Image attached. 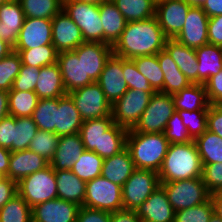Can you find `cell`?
<instances>
[{
	"label": "cell",
	"instance_id": "obj_1",
	"mask_svg": "<svg viewBox=\"0 0 222 222\" xmlns=\"http://www.w3.org/2000/svg\"><path fill=\"white\" fill-rule=\"evenodd\" d=\"M167 39L156 17L127 22L119 40L112 47L113 54L125 59L155 55L164 50Z\"/></svg>",
	"mask_w": 222,
	"mask_h": 222
},
{
	"label": "cell",
	"instance_id": "obj_2",
	"mask_svg": "<svg viewBox=\"0 0 222 222\" xmlns=\"http://www.w3.org/2000/svg\"><path fill=\"white\" fill-rule=\"evenodd\" d=\"M203 164L195 141L170 144L158 171L160 182L202 177Z\"/></svg>",
	"mask_w": 222,
	"mask_h": 222
},
{
	"label": "cell",
	"instance_id": "obj_3",
	"mask_svg": "<svg viewBox=\"0 0 222 222\" xmlns=\"http://www.w3.org/2000/svg\"><path fill=\"white\" fill-rule=\"evenodd\" d=\"M170 143L164 133H140L128 130L126 148L137 169L158 172Z\"/></svg>",
	"mask_w": 222,
	"mask_h": 222
},
{
	"label": "cell",
	"instance_id": "obj_4",
	"mask_svg": "<svg viewBox=\"0 0 222 222\" xmlns=\"http://www.w3.org/2000/svg\"><path fill=\"white\" fill-rule=\"evenodd\" d=\"M17 190L31 208L39 203L58 198L55 171L49 165L43 170L26 176L17 183Z\"/></svg>",
	"mask_w": 222,
	"mask_h": 222
},
{
	"label": "cell",
	"instance_id": "obj_5",
	"mask_svg": "<svg viewBox=\"0 0 222 222\" xmlns=\"http://www.w3.org/2000/svg\"><path fill=\"white\" fill-rule=\"evenodd\" d=\"M160 183L175 212L205 203L210 199V193L202 177Z\"/></svg>",
	"mask_w": 222,
	"mask_h": 222
},
{
	"label": "cell",
	"instance_id": "obj_6",
	"mask_svg": "<svg viewBox=\"0 0 222 222\" xmlns=\"http://www.w3.org/2000/svg\"><path fill=\"white\" fill-rule=\"evenodd\" d=\"M63 10L80 28L85 42L103 43V26L98 4L63 0Z\"/></svg>",
	"mask_w": 222,
	"mask_h": 222
},
{
	"label": "cell",
	"instance_id": "obj_7",
	"mask_svg": "<svg viewBox=\"0 0 222 222\" xmlns=\"http://www.w3.org/2000/svg\"><path fill=\"white\" fill-rule=\"evenodd\" d=\"M175 112L172 95L155 92L132 130L140 133H163Z\"/></svg>",
	"mask_w": 222,
	"mask_h": 222
},
{
	"label": "cell",
	"instance_id": "obj_8",
	"mask_svg": "<svg viewBox=\"0 0 222 222\" xmlns=\"http://www.w3.org/2000/svg\"><path fill=\"white\" fill-rule=\"evenodd\" d=\"M160 185L158 172L136 168L122 186L123 209L137 210Z\"/></svg>",
	"mask_w": 222,
	"mask_h": 222
},
{
	"label": "cell",
	"instance_id": "obj_9",
	"mask_svg": "<svg viewBox=\"0 0 222 222\" xmlns=\"http://www.w3.org/2000/svg\"><path fill=\"white\" fill-rule=\"evenodd\" d=\"M83 206L108 212L122 210V187L98 176L86 182Z\"/></svg>",
	"mask_w": 222,
	"mask_h": 222
},
{
	"label": "cell",
	"instance_id": "obj_10",
	"mask_svg": "<svg viewBox=\"0 0 222 222\" xmlns=\"http://www.w3.org/2000/svg\"><path fill=\"white\" fill-rule=\"evenodd\" d=\"M151 96L149 92L144 90L128 89L111 106L114 123L127 130L133 129L147 108Z\"/></svg>",
	"mask_w": 222,
	"mask_h": 222
},
{
	"label": "cell",
	"instance_id": "obj_11",
	"mask_svg": "<svg viewBox=\"0 0 222 222\" xmlns=\"http://www.w3.org/2000/svg\"><path fill=\"white\" fill-rule=\"evenodd\" d=\"M83 120L99 119L111 115V104L97 82L67 93Z\"/></svg>",
	"mask_w": 222,
	"mask_h": 222
},
{
	"label": "cell",
	"instance_id": "obj_12",
	"mask_svg": "<svg viewBox=\"0 0 222 222\" xmlns=\"http://www.w3.org/2000/svg\"><path fill=\"white\" fill-rule=\"evenodd\" d=\"M190 5L184 0H157L155 17L168 39H174L182 30Z\"/></svg>",
	"mask_w": 222,
	"mask_h": 222
},
{
	"label": "cell",
	"instance_id": "obj_13",
	"mask_svg": "<svg viewBox=\"0 0 222 222\" xmlns=\"http://www.w3.org/2000/svg\"><path fill=\"white\" fill-rule=\"evenodd\" d=\"M208 20L202 7L191 6L182 30L174 39L192 49L208 44Z\"/></svg>",
	"mask_w": 222,
	"mask_h": 222
},
{
	"label": "cell",
	"instance_id": "obj_14",
	"mask_svg": "<svg viewBox=\"0 0 222 222\" xmlns=\"http://www.w3.org/2000/svg\"><path fill=\"white\" fill-rule=\"evenodd\" d=\"M84 39L80 28L62 9L52 19V45L58 53L73 51Z\"/></svg>",
	"mask_w": 222,
	"mask_h": 222
},
{
	"label": "cell",
	"instance_id": "obj_15",
	"mask_svg": "<svg viewBox=\"0 0 222 222\" xmlns=\"http://www.w3.org/2000/svg\"><path fill=\"white\" fill-rule=\"evenodd\" d=\"M52 45V19L25 18L14 49Z\"/></svg>",
	"mask_w": 222,
	"mask_h": 222
},
{
	"label": "cell",
	"instance_id": "obj_16",
	"mask_svg": "<svg viewBox=\"0 0 222 222\" xmlns=\"http://www.w3.org/2000/svg\"><path fill=\"white\" fill-rule=\"evenodd\" d=\"M97 83L111 105L127 92L128 85L122 71V57L114 54L109 57Z\"/></svg>",
	"mask_w": 222,
	"mask_h": 222
},
{
	"label": "cell",
	"instance_id": "obj_17",
	"mask_svg": "<svg viewBox=\"0 0 222 222\" xmlns=\"http://www.w3.org/2000/svg\"><path fill=\"white\" fill-rule=\"evenodd\" d=\"M80 206L62 199H52L32 208V222H76Z\"/></svg>",
	"mask_w": 222,
	"mask_h": 222
},
{
	"label": "cell",
	"instance_id": "obj_18",
	"mask_svg": "<svg viewBox=\"0 0 222 222\" xmlns=\"http://www.w3.org/2000/svg\"><path fill=\"white\" fill-rule=\"evenodd\" d=\"M77 56H82L84 74L93 82H97L104 66L113 54L112 46L100 42H84L73 50Z\"/></svg>",
	"mask_w": 222,
	"mask_h": 222
},
{
	"label": "cell",
	"instance_id": "obj_19",
	"mask_svg": "<svg viewBox=\"0 0 222 222\" xmlns=\"http://www.w3.org/2000/svg\"><path fill=\"white\" fill-rule=\"evenodd\" d=\"M57 64L67 93L93 83L90 77L84 74L82 56H77L74 51L58 53Z\"/></svg>",
	"mask_w": 222,
	"mask_h": 222
},
{
	"label": "cell",
	"instance_id": "obj_20",
	"mask_svg": "<svg viewBox=\"0 0 222 222\" xmlns=\"http://www.w3.org/2000/svg\"><path fill=\"white\" fill-rule=\"evenodd\" d=\"M136 213L143 222H174L175 218V210L162 185L138 207Z\"/></svg>",
	"mask_w": 222,
	"mask_h": 222
},
{
	"label": "cell",
	"instance_id": "obj_21",
	"mask_svg": "<svg viewBox=\"0 0 222 222\" xmlns=\"http://www.w3.org/2000/svg\"><path fill=\"white\" fill-rule=\"evenodd\" d=\"M25 16L19 0H10L0 5V39L15 47Z\"/></svg>",
	"mask_w": 222,
	"mask_h": 222
},
{
	"label": "cell",
	"instance_id": "obj_22",
	"mask_svg": "<svg viewBox=\"0 0 222 222\" xmlns=\"http://www.w3.org/2000/svg\"><path fill=\"white\" fill-rule=\"evenodd\" d=\"M49 165L48 160L29 149L11 152L8 177L18 183L22 178L43 170Z\"/></svg>",
	"mask_w": 222,
	"mask_h": 222
},
{
	"label": "cell",
	"instance_id": "obj_23",
	"mask_svg": "<svg viewBox=\"0 0 222 222\" xmlns=\"http://www.w3.org/2000/svg\"><path fill=\"white\" fill-rule=\"evenodd\" d=\"M85 150L80 134L61 136L50 166L54 171L71 170Z\"/></svg>",
	"mask_w": 222,
	"mask_h": 222
},
{
	"label": "cell",
	"instance_id": "obj_24",
	"mask_svg": "<svg viewBox=\"0 0 222 222\" xmlns=\"http://www.w3.org/2000/svg\"><path fill=\"white\" fill-rule=\"evenodd\" d=\"M99 11L103 26V43L113 47L125 29L127 21L111 0L101 2Z\"/></svg>",
	"mask_w": 222,
	"mask_h": 222
},
{
	"label": "cell",
	"instance_id": "obj_25",
	"mask_svg": "<svg viewBox=\"0 0 222 222\" xmlns=\"http://www.w3.org/2000/svg\"><path fill=\"white\" fill-rule=\"evenodd\" d=\"M83 121L80 112L68 94L58 97L55 134L59 137L77 134L80 131Z\"/></svg>",
	"mask_w": 222,
	"mask_h": 222
},
{
	"label": "cell",
	"instance_id": "obj_26",
	"mask_svg": "<svg viewBox=\"0 0 222 222\" xmlns=\"http://www.w3.org/2000/svg\"><path fill=\"white\" fill-rule=\"evenodd\" d=\"M192 84H198V60L195 49L175 39H167L164 48Z\"/></svg>",
	"mask_w": 222,
	"mask_h": 222
},
{
	"label": "cell",
	"instance_id": "obj_27",
	"mask_svg": "<svg viewBox=\"0 0 222 222\" xmlns=\"http://www.w3.org/2000/svg\"><path fill=\"white\" fill-rule=\"evenodd\" d=\"M34 92L39 99H53L67 94L57 63L40 68Z\"/></svg>",
	"mask_w": 222,
	"mask_h": 222
},
{
	"label": "cell",
	"instance_id": "obj_28",
	"mask_svg": "<svg viewBox=\"0 0 222 222\" xmlns=\"http://www.w3.org/2000/svg\"><path fill=\"white\" fill-rule=\"evenodd\" d=\"M135 169L130 152L125 148L112 157L104 159L101 176L122 187Z\"/></svg>",
	"mask_w": 222,
	"mask_h": 222
},
{
	"label": "cell",
	"instance_id": "obj_29",
	"mask_svg": "<svg viewBox=\"0 0 222 222\" xmlns=\"http://www.w3.org/2000/svg\"><path fill=\"white\" fill-rule=\"evenodd\" d=\"M58 199L73 202L82 207L85 200L86 182L71 170L55 171Z\"/></svg>",
	"mask_w": 222,
	"mask_h": 222
},
{
	"label": "cell",
	"instance_id": "obj_30",
	"mask_svg": "<svg viewBox=\"0 0 222 222\" xmlns=\"http://www.w3.org/2000/svg\"><path fill=\"white\" fill-rule=\"evenodd\" d=\"M157 58L164 74V85L160 92L173 95L192 84L165 49L157 54Z\"/></svg>",
	"mask_w": 222,
	"mask_h": 222
},
{
	"label": "cell",
	"instance_id": "obj_31",
	"mask_svg": "<svg viewBox=\"0 0 222 222\" xmlns=\"http://www.w3.org/2000/svg\"><path fill=\"white\" fill-rule=\"evenodd\" d=\"M195 51L198 60V84H205L211 76L222 70V47L208 43Z\"/></svg>",
	"mask_w": 222,
	"mask_h": 222
},
{
	"label": "cell",
	"instance_id": "obj_32",
	"mask_svg": "<svg viewBox=\"0 0 222 222\" xmlns=\"http://www.w3.org/2000/svg\"><path fill=\"white\" fill-rule=\"evenodd\" d=\"M176 111L208 110L209 103L205 84H191L172 95Z\"/></svg>",
	"mask_w": 222,
	"mask_h": 222
},
{
	"label": "cell",
	"instance_id": "obj_33",
	"mask_svg": "<svg viewBox=\"0 0 222 222\" xmlns=\"http://www.w3.org/2000/svg\"><path fill=\"white\" fill-rule=\"evenodd\" d=\"M113 124L112 115L99 119L84 120L79 134L85 150L96 152L99 155V140Z\"/></svg>",
	"mask_w": 222,
	"mask_h": 222
},
{
	"label": "cell",
	"instance_id": "obj_34",
	"mask_svg": "<svg viewBox=\"0 0 222 222\" xmlns=\"http://www.w3.org/2000/svg\"><path fill=\"white\" fill-rule=\"evenodd\" d=\"M127 22L155 17L157 0H111Z\"/></svg>",
	"mask_w": 222,
	"mask_h": 222
},
{
	"label": "cell",
	"instance_id": "obj_35",
	"mask_svg": "<svg viewBox=\"0 0 222 222\" xmlns=\"http://www.w3.org/2000/svg\"><path fill=\"white\" fill-rule=\"evenodd\" d=\"M194 141L202 164L222 163V137L206 130Z\"/></svg>",
	"mask_w": 222,
	"mask_h": 222
},
{
	"label": "cell",
	"instance_id": "obj_36",
	"mask_svg": "<svg viewBox=\"0 0 222 222\" xmlns=\"http://www.w3.org/2000/svg\"><path fill=\"white\" fill-rule=\"evenodd\" d=\"M128 130L114 123L99 140V156L112 157L126 148Z\"/></svg>",
	"mask_w": 222,
	"mask_h": 222
},
{
	"label": "cell",
	"instance_id": "obj_37",
	"mask_svg": "<svg viewBox=\"0 0 222 222\" xmlns=\"http://www.w3.org/2000/svg\"><path fill=\"white\" fill-rule=\"evenodd\" d=\"M21 57L24 65L44 67L57 63L58 52L53 45H43L33 49H13Z\"/></svg>",
	"mask_w": 222,
	"mask_h": 222
},
{
	"label": "cell",
	"instance_id": "obj_38",
	"mask_svg": "<svg viewBox=\"0 0 222 222\" xmlns=\"http://www.w3.org/2000/svg\"><path fill=\"white\" fill-rule=\"evenodd\" d=\"M104 159L96 152L84 150L71 171L81 180L88 182L101 176Z\"/></svg>",
	"mask_w": 222,
	"mask_h": 222
},
{
	"label": "cell",
	"instance_id": "obj_39",
	"mask_svg": "<svg viewBox=\"0 0 222 222\" xmlns=\"http://www.w3.org/2000/svg\"><path fill=\"white\" fill-rule=\"evenodd\" d=\"M25 18L53 19L63 9V0H19Z\"/></svg>",
	"mask_w": 222,
	"mask_h": 222
},
{
	"label": "cell",
	"instance_id": "obj_40",
	"mask_svg": "<svg viewBox=\"0 0 222 222\" xmlns=\"http://www.w3.org/2000/svg\"><path fill=\"white\" fill-rule=\"evenodd\" d=\"M58 98L39 99L31 118L39 130L55 133Z\"/></svg>",
	"mask_w": 222,
	"mask_h": 222
},
{
	"label": "cell",
	"instance_id": "obj_41",
	"mask_svg": "<svg viewBox=\"0 0 222 222\" xmlns=\"http://www.w3.org/2000/svg\"><path fill=\"white\" fill-rule=\"evenodd\" d=\"M9 115L14 117H31L38 103L34 91H9Z\"/></svg>",
	"mask_w": 222,
	"mask_h": 222
},
{
	"label": "cell",
	"instance_id": "obj_42",
	"mask_svg": "<svg viewBox=\"0 0 222 222\" xmlns=\"http://www.w3.org/2000/svg\"><path fill=\"white\" fill-rule=\"evenodd\" d=\"M138 71L148 80L149 84L156 92L163 89L164 74L161 70L157 54L148 56H139L132 59Z\"/></svg>",
	"mask_w": 222,
	"mask_h": 222
},
{
	"label": "cell",
	"instance_id": "obj_43",
	"mask_svg": "<svg viewBox=\"0 0 222 222\" xmlns=\"http://www.w3.org/2000/svg\"><path fill=\"white\" fill-rule=\"evenodd\" d=\"M0 222H32V208L17 194L0 208Z\"/></svg>",
	"mask_w": 222,
	"mask_h": 222
},
{
	"label": "cell",
	"instance_id": "obj_44",
	"mask_svg": "<svg viewBox=\"0 0 222 222\" xmlns=\"http://www.w3.org/2000/svg\"><path fill=\"white\" fill-rule=\"evenodd\" d=\"M38 130L31 117H15L12 152L28 149Z\"/></svg>",
	"mask_w": 222,
	"mask_h": 222
},
{
	"label": "cell",
	"instance_id": "obj_45",
	"mask_svg": "<svg viewBox=\"0 0 222 222\" xmlns=\"http://www.w3.org/2000/svg\"><path fill=\"white\" fill-rule=\"evenodd\" d=\"M22 62L20 55L12 51L0 60V90L9 92L13 82L20 72Z\"/></svg>",
	"mask_w": 222,
	"mask_h": 222
},
{
	"label": "cell",
	"instance_id": "obj_46",
	"mask_svg": "<svg viewBox=\"0 0 222 222\" xmlns=\"http://www.w3.org/2000/svg\"><path fill=\"white\" fill-rule=\"evenodd\" d=\"M59 136L50 131L38 130L28 149L44 157L49 162L53 159Z\"/></svg>",
	"mask_w": 222,
	"mask_h": 222
},
{
	"label": "cell",
	"instance_id": "obj_47",
	"mask_svg": "<svg viewBox=\"0 0 222 222\" xmlns=\"http://www.w3.org/2000/svg\"><path fill=\"white\" fill-rule=\"evenodd\" d=\"M122 71L128 89L144 90L151 95L156 92L149 84L148 80L138 71L135 62L132 59H125L122 57Z\"/></svg>",
	"mask_w": 222,
	"mask_h": 222
},
{
	"label": "cell",
	"instance_id": "obj_48",
	"mask_svg": "<svg viewBox=\"0 0 222 222\" xmlns=\"http://www.w3.org/2000/svg\"><path fill=\"white\" fill-rule=\"evenodd\" d=\"M186 126L190 137L195 140L207 130L208 110L177 111Z\"/></svg>",
	"mask_w": 222,
	"mask_h": 222
},
{
	"label": "cell",
	"instance_id": "obj_49",
	"mask_svg": "<svg viewBox=\"0 0 222 222\" xmlns=\"http://www.w3.org/2000/svg\"><path fill=\"white\" fill-rule=\"evenodd\" d=\"M214 214L213 205L207 202L175 212L174 222H209Z\"/></svg>",
	"mask_w": 222,
	"mask_h": 222
},
{
	"label": "cell",
	"instance_id": "obj_50",
	"mask_svg": "<svg viewBox=\"0 0 222 222\" xmlns=\"http://www.w3.org/2000/svg\"><path fill=\"white\" fill-rule=\"evenodd\" d=\"M163 133L170 144L188 143L193 141L177 111L168 120Z\"/></svg>",
	"mask_w": 222,
	"mask_h": 222
},
{
	"label": "cell",
	"instance_id": "obj_51",
	"mask_svg": "<svg viewBox=\"0 0 222 222\" xmlns=\"http://www.w3.org/2000/svg\"><path fill=\"white\" fill-rule=\"evenodd\" d=\"M40 68L21 65L20 72L15 78L10 91H34L39 77Z\"/></svg>",
	"mask_w": 222,
	"mask_h": 222
},
{
	"label": "cell",
	"instance_id": "obj_52",
	"mask_svg": "<svg viewBox=\"0 0 222 222\" xmlns=\"http://www.w3.org/2000/svg\"><path fill=\"white\" fill-rule=\"evenodd\" d=\"M202 178L210 194L222 190V163L203 164Z\"/></svg>",
	"mask_w": 222,
	"mask_h": 222
},
{
	"label": "cell",
	"instance_id": "obj_53",
	"mask_svg": "<svg viewBox=\"0 0 222 222\" xmlns=\"http://www.w3.org/2000/svg\"><path fill=\"white\" fill-rule=\"evenodd\" d=\"M207 97L211 105L222 103V70L205 83Z\"/></svg>",
	"mask_w": 222,
	"mask_h": 222
},
{
	"label": "cell",
	"instance_id": "obj_54",
	"mask_svg": "<svg viewBox=\"0 0 222 222\" xmlns=\"http://www.w3.org/2000/svg\"><path fill=\"white\" fill-rule=\"evenodd\" d=\"M15 117L8 115L0 120V147L12 152Z\"/></svg>",
	"mask_w": 222,
	"mask_h": 222
},
{
	"label": "cell",
	"instance_id": "obj_55",
	"mask_svg": "<svg viewBox=\"0 0 222 222\" xmlns=\"http://www.w3.org/2000/svg\"><path fill=\"white\" fill-rule=\"evenodd\" d=\"M111 212L82 206L76 222H110Z\"/></svg>",
	"mask_w": 222,
	"mask_h": 222
},
{
	"label": "cell",
	"instance_id": "obj_56",
	"mask_svg": "<svg viewBox=\"0 0 222 222\" xmlns=\"http://www.w3.org/2000/svg\"><path fill=\"white\" fill-rule=\"evenodd\" d=\"M208 43L222 47V15L209 17Z\"/></svg>",
	"mask_w": 222,
	"mask_h": 222
},
{
	"label": "cell",
	"instance_id": "obj_57",
	"mask_svg": "<svg viewBox=\"0 0 222 222\" xmlns=\"http://www.w3.org/2000/svg\"><path fill=\"white\" fill-rule=\"evenodd\" d=\"M207 124V130L222 137V108L219 105L209 106Z\"/></svg>",
	"mask_w": 222,
	"mask_h": 222
},
{
	"label": "cell",
	"instance_id": "obj_58",
	"mask_svg": "<svg viewBox=\"0 0 222 222\" xmlns=\"http://www.w3.org/2000/svg\"><path fill=\"white\" fill-rule=\"evenodd\" d=\"M17 194V182L9 177H2L0 179V208Z\"/></svg>",
	"mask_w": 222,
	"mask_h": 222
},
{
	"label": "cell",
	"instance_id": "obj_59",
	"mask_svg": "<svg viewBox=\"0 0 222 222\" xmlns=\"http://www.w3.org/2000/svg\"><path fill=\"white\" fill-rule=\"evenodd\" d=\"M110 222H143L136 213V210H118L111 212Z\"/></svg>",
	"mask_w": 222,
	"mask_h": 222
},
{
	"label": "cell",
	"instance_id": "obj_60",
	"mask_svg": "<svg viewBox=\"0 0 222 222\" xmlns=\"http://www.w3.org/2000/svg\"><path fill=\"white\" fill-rule=\"evenodd\" d=\"M202 9L208 17L222 15V0H207L202 5Z\"/></svg>",
	"mask_w": 222,
	"mask_h": 222
},
{
	"label": "cell",
	"instance_id": "obj_61",
	"mask_svg": "<svg viewBox=\"0 0 222 222\" xmlns=\"http://www.w3.org/2000/svg\"><path fill=\"white\" fill-rule=\"evenodd\" d=\"M10 154V150L0 147V175L2 177H8Z\"/></svg>",
	"mask_w": 222,
	"mask_h": 222
},
{
	"label": "cell",
	"instance_id": "obj_62",
	"mask_svg": "<svg viewBox=\"0 0 222 222\" xmlns=\"http://www.w3.org/2000/svg\"><path fill=\"white\" fill-rule=\"evenodd\" d=\"M214 214L222 220V190L210 194Z\"/></svg>",
	"mask_w": 222,
	"mask_h": 222
},
{
	"label": "cell",
	"instance_id": "obj_63",
	"mask_svg": "<svg viewBox=\"0 0 222 222\" xmlns=\"http://www.w3.org/2000/svg\"><path fill=\"white\" fill-rule=\"evenodd\" d=\"M9 115L8 92L0 90V120Z\"/></svg>",
	"mask_w": 222,
	"mask_h": 222
},
{
	"label": "cell",
	"instance_id": "obj_64",
	"mask_svg": "<svg viewBox=\"0 0 222 222\" xmlns=\"http://www.w3.org/2000/svg\"><path fill=\"white\" fill-rule=\"evenodd\" d=\"M12 51L13 48L2 39H0V60L8 56Z\"/></svg>",
	"mask_w": 222,
	"mask_h": 222
},
{
	"label": "cell",
	"instance_id": "obj_65",
	"mask_svg": "<svg viewBox=\"0 0 222 222\" xmlns=\"http://www.w3.org/2000/svg\"><path fill=\"white\" fill-rule=\"evenodd\" d=\"M190 6L202 7L207 0H184Z\"/></svg>",
	"mask_w": 222,
	"mask_h": 222
},
{
	"label": "cell",
	"instance_id": "obj_66",
	"mask_svg": "<svg viewBox=\"0 0 222 222\" xmlns=\"http://www.w3.org/2000/svg\"><path fill=\"white\" fill-rule=\"evenodd\" d=\"M77 1L99 5L101 2L106 1V0H77Z\"/></svg>",
	"mask_w": 222,
	"mask_h": 222
},
{
	"label": "cell",
	"instance_id": "obj_67",
	"mask_svg": "<svg viewBox=\"0 0 222 222\" xmlns=\"http://www.w3.org/2000/svg\"><path fill=\"white\" fill-rule=\"evenodd\" d=\"M209 222H222V220L217 215L213 214Z\"/></svg>",
	"mask_w": 222,
	"mask_h": 222
},
{
	"label": "cell",
	"instance_id": "obj_68",
	"mask_svg": "<svg viewBox=\"0 0 222 222\" xmlns=\"http://www.w3.org/2000/svg\"><path fill=\"white\" fill-rule=\"evenodd\" d=\"M8 1H10V0H0V5L3 4V3H6Z\"/></svg>",
	"mask_w": 222,
	"mask_h": 222
}]
</instances>
